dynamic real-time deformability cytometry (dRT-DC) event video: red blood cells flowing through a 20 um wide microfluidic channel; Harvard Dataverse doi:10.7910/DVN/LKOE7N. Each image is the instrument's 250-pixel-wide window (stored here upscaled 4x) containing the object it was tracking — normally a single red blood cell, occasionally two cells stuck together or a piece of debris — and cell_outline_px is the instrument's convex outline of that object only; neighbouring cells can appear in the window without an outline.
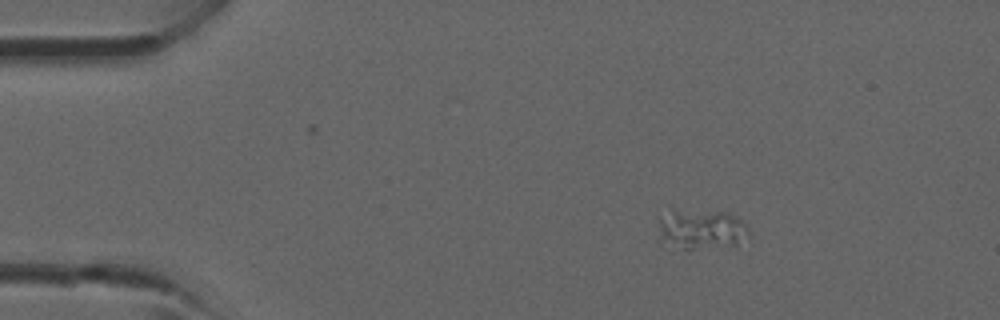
{"species": "common noctule bat (a hibernating species)", "species_latin": "Nyctalus noctula", "temperature_condition": "room temperature", "stored_images_in_passage": 2, "camera_frame_rate_fps": 3000, "um_per_image_px": 0.085, "animal": {"sex": "male", "forearm_length_mm": 52.5}, "frame": {"image": 1, "passage_image": 1, "time_ms": 0.0, "image_size_px": [1000, 320], "cell_outline_px": [[752, 236], [736, 248], [684, 248], [660, 236], [660, 220], [672, 208], [728, 212], [736, 216], [748, 228]], "centroid_in_image_um": [59.79, 19.47], "position_along_channel_um": 25.2, "area_um2": 21.27}}